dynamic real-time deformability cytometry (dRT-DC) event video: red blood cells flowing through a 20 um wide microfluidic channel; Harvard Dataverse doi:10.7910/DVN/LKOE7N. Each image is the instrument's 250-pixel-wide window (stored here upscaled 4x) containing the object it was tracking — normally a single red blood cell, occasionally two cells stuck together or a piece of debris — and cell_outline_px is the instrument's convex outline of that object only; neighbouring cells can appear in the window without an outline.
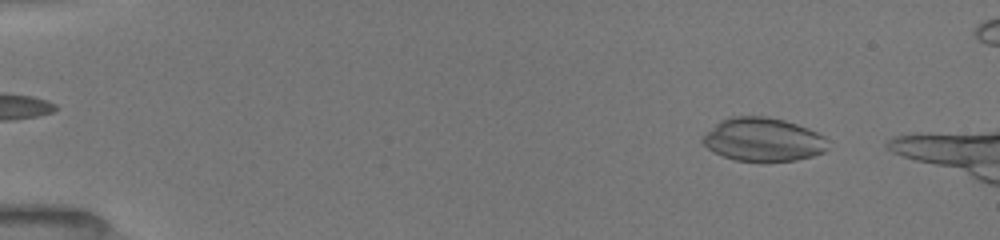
{"species": "common noctule bat (a hibernating species)", "species_latin": "Nyctalus noctula", "temperature_condition": "room temperature", "stored_images_in_passage": 47, "camera_frame_rate_fps": 3000, "um_per_image_px": 0.085, "animal": {"sex": "female", "body_mass_g": 19.5, "forearm_length_mm": 54.1}, "frame": {"image": 1, "passage_image": 5, "time_ms": 1.333, "image_size_px": [1000, 240], "cell_outline_px": [[828, 148], [824, 152], [812, 156], [796, 160], [760, 164], [736, 160], [724, 156], [708, 148], [700, 140], [720, 120], [728, 116], [768, 116], [784, 120], [808, 128], [824, 136], [828, 140]], "centroid_in_image_um": [64.89, 11.89], "position_along_channel_um": 20.1, "area_um2": 32.25}}
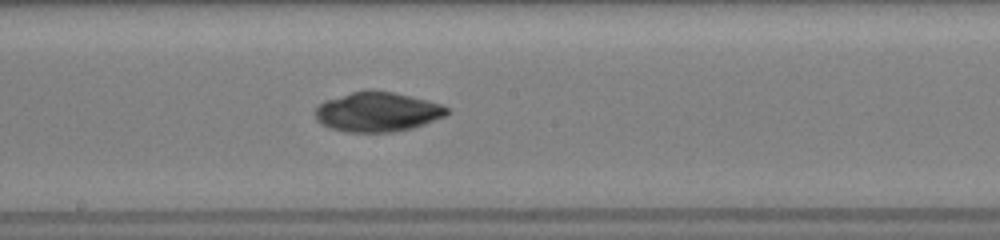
{"frame": {"image": 2, "passage_image": 28, "time_ms": 9.0, "image_size_px": [1000, 240], "cell_outline_px": [[452, 112], [444, 116], [424, 124], [412, 128], [392, 132], [344, 132], [328, 128], [320, 124], [316, 120], [316, 108], [324, 100], [364, 88], [372, 88], [392, 92], [440, 104], [448, 108]], "centroid_in_image_um": [32.03, 9.5], "position_along_channel_um": 216.2, "area_um2": 30.69}}
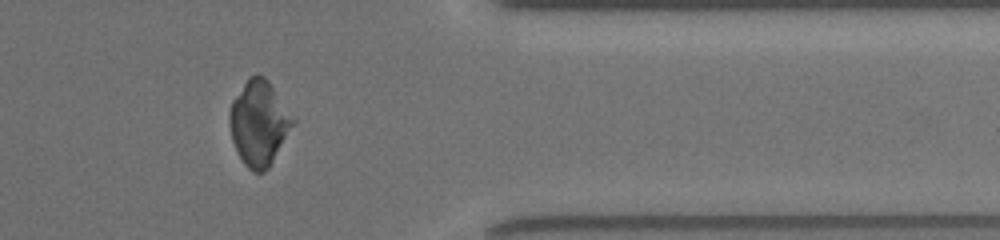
{"frame": {"image": 3, "passage_image": 42, "time_ms": 13.667, "image_size_px": [1000, 240], "cell_outline_px": [[296, 120], [268, 168], [264, 172], [252, 172], [244, 164], [236, 152], [232, 140], [228, 124], [228, 112], [232, 100], [248, 76], [256, 72], [264, 76], [268, 80]], "centroid_in_image_um": [21.97, 10.43], "position_along_channel_um": 389.4, "area_um2": 31.56}}